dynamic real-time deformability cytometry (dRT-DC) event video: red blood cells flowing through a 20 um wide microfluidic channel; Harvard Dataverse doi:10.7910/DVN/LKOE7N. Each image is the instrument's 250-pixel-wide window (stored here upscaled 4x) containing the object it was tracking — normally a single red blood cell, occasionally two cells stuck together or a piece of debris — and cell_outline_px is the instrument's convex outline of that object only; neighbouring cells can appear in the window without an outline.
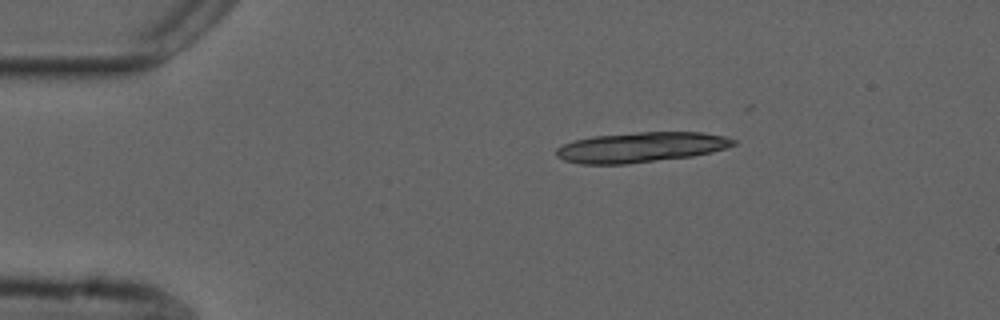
{"species": "common noctule bat (a hibernating species)", "species_latin": "Nyctalus noctula", "temperature_condition": "cold", "stored_images_in_passage": 9, "camera_frame_rate_fps": 3000, "um_per_image_px": 0.085, "animal": {"sex": "male", "forearm_length_mm": 52.5}, "frame": {"image": 1, "passage_image": 1, "time_ms": 0.0, "image_size_px": [1000, 320], "cell_outline_px": [[736, 144], [728, 148], [712, 152], [692, 156], [628, 164], [580, 164], [564, 160], [556, 156], [556, 148], [564, 144], [576, 140], [592, 136], [636, 132], [704, 132], [724, 136], [736, 140]], "centroid_in_image_um": [54.5, 12.51], "position_along_channel_um": 30.5, "area_um2": 31.27}}